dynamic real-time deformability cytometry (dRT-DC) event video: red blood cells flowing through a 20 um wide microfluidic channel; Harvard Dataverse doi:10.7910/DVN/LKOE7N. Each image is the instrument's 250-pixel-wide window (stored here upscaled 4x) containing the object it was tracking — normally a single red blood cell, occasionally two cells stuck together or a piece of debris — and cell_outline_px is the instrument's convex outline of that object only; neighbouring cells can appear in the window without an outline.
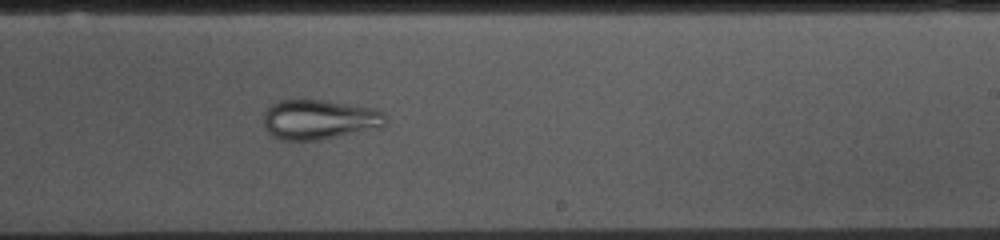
{"species": "common noctule bat (a hibernating species)", "species_latin": "Nyctalus noctula", "temperature_condition": "cold", "stored_images_in_passage": 53, "camera_frame_rate_fps": 3000, "um_per_image_px": 0.085, "animal": {"sex": "female", "body_mass_g": 10.0, "forearm_length_mm": 53.1}, "frame": {"image": 1, "passage_image": 31, "time_ms": 10.0, "image_size_px": [1000, 240], "cell_outline_px": [[388, 124], [384, 128], [320, 140], [284, 140], [272, 136], [264, 128], [264, 112], [276, 100], [324, 100], [372, 108], [384, 112]], "centroid_in_image_um": [27.18, 10.17], "position_along_channel_um": 261.8, "area_um2": 28.73}}
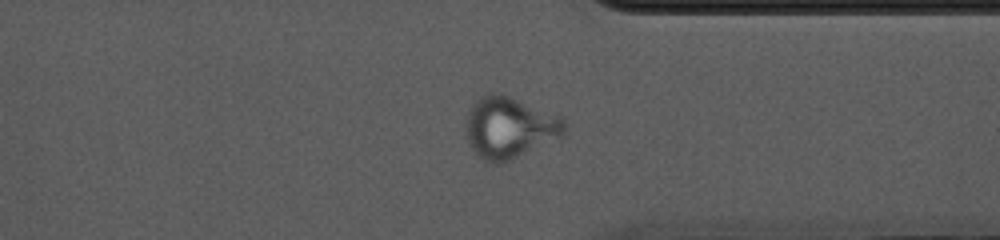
{"frame": {"image": 2, "passage_image": 40, "time_ms": 13.0, "image_size_px": [1000, 240], "cell_outline_px": [[568, 124], [564, 136], [508, 160], [496, 164], [492, 164], [484, 160], [472, 148], [468, 140], [464, 128], [464, 124], [468, 108], [480, 96], [488, 92], [492, 92], [508, 96], [560, 116]], "centroid_in_image_um": [43.28, 10.82], "position_along_channel_um": 368.1, "area_um2": 35.26}}
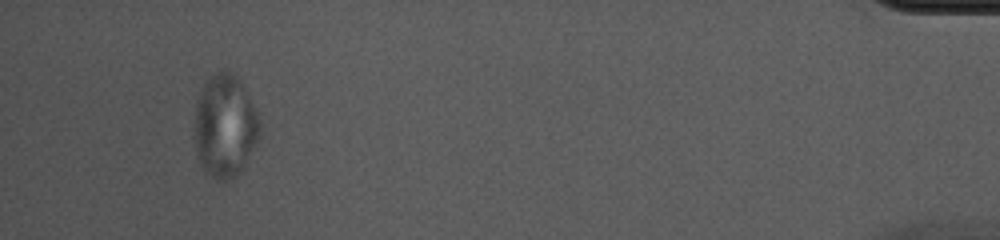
{"frame": {"image": 3, "passage_image": 50, "time_ms": 16.333, "image_size_px": [1000, 240], "cell_outline_px": [[260, 132], [256, 144], [240, 172], [236, 176], [228, 180], [216, 180], [200, 164], [196, 148], [196, 104], [200, 92], [204, 84], [216, 72], [232, 72], [240, 80], [256, 108], [260, 124]], "centroid_in_image_um": [19.15, 10.71], "position_along_channel_um": 416.0, "area_um2": 38.49}}